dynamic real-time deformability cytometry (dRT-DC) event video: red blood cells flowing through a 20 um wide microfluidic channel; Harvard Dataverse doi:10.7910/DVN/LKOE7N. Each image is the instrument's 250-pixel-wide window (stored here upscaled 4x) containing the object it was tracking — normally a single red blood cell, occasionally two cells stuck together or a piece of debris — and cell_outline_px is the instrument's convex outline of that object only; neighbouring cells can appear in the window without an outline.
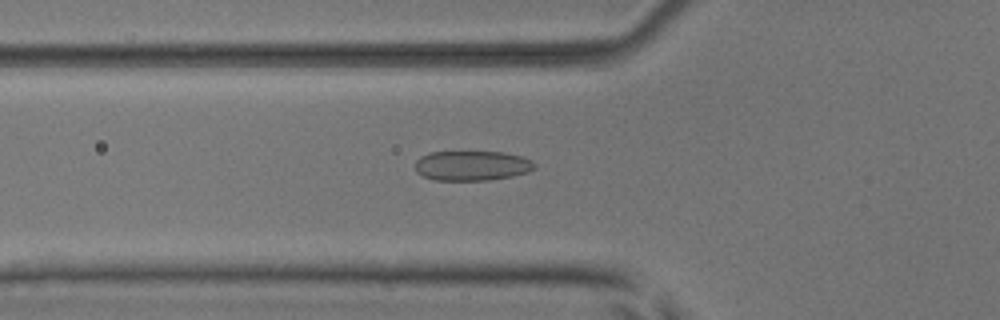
{"species": "common noctule bat (a hibernating species)", "species_latin": "Nyctalus noctula", "temperature_condition": "room temperature", "stored_images_in_passage": 54, "segment_of_instrument_passage": [1, 2], "camera_frame_rate_fps": 3000, "um_per_image_px": 0.085, "animal": {"sex": "male", "body_mass_g": 17.9, "forearm_length_mm": 54.2}, "frame": {"image": 1, "passage_image": 19, "time_ms": 6.0, "image_size_px": [1000, 320], "cell_outline_px": [[536, 168], [528, 172], [512, 176], [488, 180], [436, 180], [424, 176], [416, 172], [416, 160], [420, 156], [428, 152], [504, 152], [524, 156], [532, 160], [536, 164]], "centroid_in_image_um": [40.15, 14.07], "position_along_channel_um": 85.6, "area_um2": 20.92}}
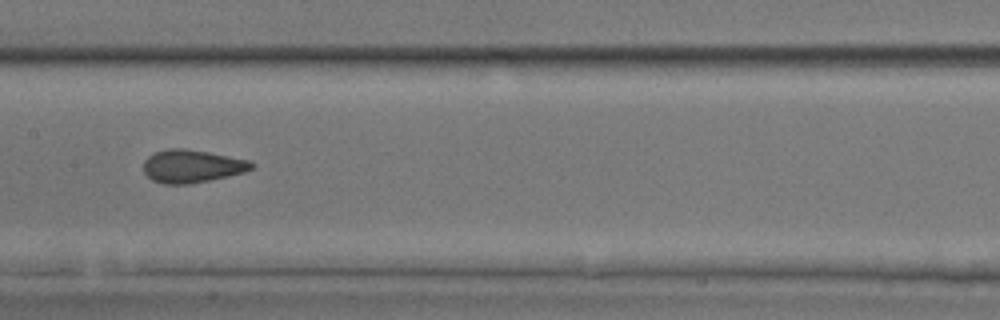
{"frame": {"image": 2, "passage_image": 27, "time_ms": 8.667, "image_size_px": [1000, 320], "cell_outline_px": [[256, 164], [252, 168], [244, 172], [228, 176], [188, 184], [164, 184], [152, 180], [144, 172], [144, 160], [148, 156], [156, 152], [168, 148], [184, 148], [208, 152], [248, 160]], "centroid_in_image_um": [16.3, 14.12], "position_along_channel_um": 191.1, "area_um2": 20.58}}
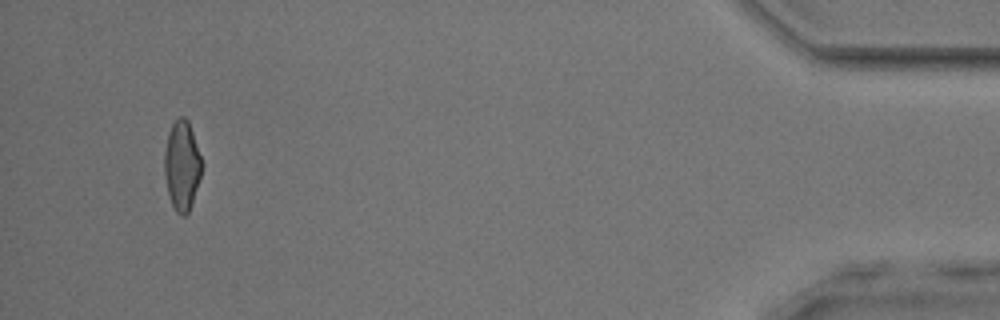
{"frame": {"image": 3, "passage_image": 50, "time_ms": 16.333, "image_size_px": [1000, 320], "cell_outline_px": [[204, 164], [188, 212], [184, 216], [180, 216], [176, 212], [172, 204], [168, 192], [164, 172], [164, 152], [168, 132], [172, 124], [180, 116], [184, 116], [188, 120]], "centroid_in_image_um": [15.46, 14.04], "position_along_channel_um": 419.7, "area_um2": 19.42}}